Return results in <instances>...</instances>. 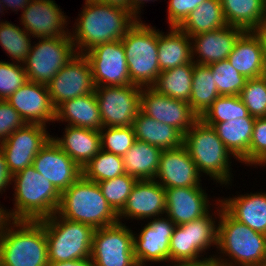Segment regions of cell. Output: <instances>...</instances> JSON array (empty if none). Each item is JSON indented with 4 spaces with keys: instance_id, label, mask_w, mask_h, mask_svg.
<instances>
[{
    "instance_id": "obj_8",
    "label": "cell",
    "mask_w": 266,
    "mask_h": 266,
    "mask_svg": "<svg viewBox=\"0 0 266 266\" xmlns=\"http://www.w3.org/2000/svg\"><path fill=\"white\" fill-rule=\"evenodd\" d=\"M217 248L240 266L266 262V235L258 233L234 219L220 204ZM221 213V214H220Z\"/></svg>"
},
{
    "instance_id": "obj_50",
    "label": "cell",
    "mask_w": 266,
    "mask_h": 266,
    "mask_svg": "<svg viewBox=\"0 0 266 266\" xmlns=\"http://www.w3.org/2000/svg\"><path fill=\"white\" fill-rule=\"evenodd\" d=\"M48 266H94V264L91 257H87L78 260L49 262Z\"/></svg>"
},
{
    "instance_id": "obj_11",
    "label": "cell",
    "mask_w": 266,
    "mask_h": 266,
    "mask_svg": "<svg viewBox=\"0 0 266 266\" xmlns=\"http://www.w3.org/2000/svg\"><path fill=\"white\" fill-rule=\"evenodd\" d=\"M141 91L135 84L95 87L103 127L132 126L140 112Z\"/></svg>"
},
{
    "instance_id": "obj_49",
    "label": "cell",
    "mask_w": 266,
    "mask_h": 266,
    "mask_svg": "<svg viewBox=\"0 0 266 266\" xmlns=\"http://www.w3.org/2000/svg\"><path fill=\"white\" fill-rule=\"evenodd\" d=\"M13 175L10 173L3 151L0 148V192L11 184ZM10 182V183H9Z\"/></svg>"
},
{
    "instance_id": "obj_16",
    "label": "cell",
    "mask_w": 266,
    "mask_h": 266,
    "mask_svg": "<svg viewBox=\"0 0 266 266\" xmlns=\"http://www.w3.org/2000/svg\"><path fill=\"white\" fill-rule=\"evenodd\" d=\"M32 166L60 193L82 176L81 167L52 138L35 156Z\"/></svg>"
},
{
    "instance_id": "obj_19",
    "label": "cell",
    "mask_w": 266,
    "mask_h": 266,
    "mask_svg": "<svg viewBox=\"0 0 266 266\" xmlns=\"http://www.w3.org/2000/svg\"><path fill=\"white\" fill-rule=\"evenodd\" d=\"M200 173L182 144L180 147L162 150L156 178L165 189L200 187Z\"/></svg>"
},
{
    "instance_id": "obj_39",
    "label": "cell",
    "mask_w": 266,
    "mask_h": 266,
    "mask_svg": "<svg viewBox=\"0 0 266 266\" xmlns=\"http://www.w3.org/2000/svg\"><path fill=\"white\" fill-rule=\"evenodd\" d=\"M137 181V178L124 173L115 178L97 182V184L108 204L118 214L125 206Z\"/></svg>"
},
{
    "instance_id": "obj_46",
    "label": "cell",
    "mask_w": 266,
    "mask_h": 266,
    "mask_svg": "<svg viewBox=\"0 0 266 266\" xmlns=\"http://www.w3.org/2000/svg\"><path fill=\"white\" fill-rule=\"evenodd\" d=\"M266 163V117H256L249 146V164Z\"/></svg>"
},
{
    "instance_id": "obj_5",
    "label": "cell",
    "mask_w": 266,
    "mask_h": 266,
    "mask_svg": "<svg viewBox=\"0 0 266 266\" xmlns=\"http://www.w3.org/2000/svg\"><path fill=\"white\" fill-rule=\"evenodd\" d=\"M183 145L194 161L198 172H204L222 184L230 181L229 155L222 140L211 125L198 119L183 135Z\"/></svg>"
},
{
    "instance_id": "obj_36",
    "label": "cell",
    "mask_w": 266,
    "mask_h": 266,
    "mask_svg": "<svg viewBox=\"0 0 266 266\" xmlns=\"http://www.w3.org/2000/svg\"><path fill=\"white\" fill-rule=\"evenodd\" d=\"M122 156L100 150L82 169V175L94 182H101L124 174Z\"/></svg>"
},
{
    "instance_id": "obj_40",
    "label": "cell",
    "mask_w": 266,
    "mask_h": 266,
    "mask_svg": "<svg viewBox=\"0 0 266 266\" xmlns=\"http://www.w3.org/2000/svg\"><path fill=\"white\" fill-rule=\"evenodd\" d=\"M208 66L212 71V76L220 96L240 94L247 79L235 70L227 59Z\"/></svg>"
},
{
    "instance_id": "obj_26",
    "label": "cell",
    "mask_w": 266,
    "mask_h": 266,
    "mask_svg": "<svg viewBox=\"0 0 266 266\" xmlns=\"http://www.w3.org/2000/svg\"><path fill=\"white\" fill-rule=\"evenodd\" d=\"M68 121L70 126L100 131L103 123L95 92L66 100L56 108V119Z\"/></svg>"
},
{
    "instance_id": "obj_51",
    "label": "cell",
    "mask_w": 266,
    "mask_h": 266,
    "mask_svg": "<svg viewBox=\"0 0 266 266\" xmlns=\"http://www.w3.org/2000/svg\"><path fill=\"white\" fill-rule=\"evenodd\" d=\"M9 219H11L12 221H15V219H14V217L10 211L6 212V210L0 208V236L4 235L7 232V230L9 229L8 225L11 222V220H9ZM6 225H7V227H6Z\"/></svg>"
},
{
    "instance_id": "obj_7",
    "label": "cell",
    "mask_w": 266,
    "mask_h": 266,
    "mask_svg": "<svg viewBox=\"0 0 266 266\" xmlns=\"http://www.w3.org/2000/svg\"><path fill=\"white\" fill-rule=\"evenodd\" d=\"M39 221L45 229L49 262L91 257L95 231L92 226L68 220L56 213Z\"/></svg>"
},
{
    "instance_id": "obj_4",
    "label": "cell",
    "mask_w": 266,
    "mask_h": 266,
    "mask_svg": "<svg viewBox=\"0 0 266 266\" xmlns=\"http://www.w3.org/2000/svg\"><path fill=\"white\" fill-rule=\"evenodd\" d=\"M0 236V266H48L45 229L40 221L15 220Z\"/></svg>"
},
{
    "instance_id": "obj_31",
    "label": "cell",
    "mask_w": 266,
    "mask_h": 266,
    "mask_svg": "<svg viewBox=\"0 0 266 266\" xmlns=\"http://www.w3.org/2000/svg\"><path fill=\"white\" fill-rule=\"evenodd\" d=\"M227 25L256 31L266 21V0H220Z\"/></svg>"
},
{
    "instance_id": "obj_58",
    "label": "cell",
    "mask_w": 266,
    "mask_h": 266,
    "mask_svg": "<svg viewBox=\"0 0 266 266\" xmlns=\"http://www.w3.org/2000/svg\"><path fill=\"white\" fill-rule=\"evenodd\" d=\"M254 266H266V262L262 264L254 265Z\"/></svg>"
},
{
    "instance_id": "obj_15",
    "label": "cell",
    "mask_w": 266,
    "mask_h": 266,
    "mask_svg": "<svg viewBox=\"0 0 266 266\" xmlns=\"http://www.w3.org/2000/svg\"><path fill=\"white\" fill-rule=\"evenodd\" d=\"M140 106L144 114L176 128L182 135L200 118L188 102L162 95L152 87L141 91Z\"/></svg>"
},
{
    "instance_id": "obj_47",
    "label": "cell",
    "mask_w": 266,
    "mask_h": 266,
    "mask_svg": "<svg viewBox=\"0 0 266 266\" xmlns=\"http://www.w3.org/2000/svg\"><path fill=\"white\" fill-rule=\"evenodd\" d=\"M26 124L22 116L6 100H0V143Z\"/></svg>"
},
{
    "instance_id": "obj_43",
    "label": "cell",
    "mask_w": 266,
    "mask_h": 266,
    "mask_svg": "<svg viewBox=\"0 0 266 266\" xmlns=\"http://www.w3.org/2000/svg\"><path fill=\"white\" fill-rule=\"evenodd\" d=\"M104 129H106L105 133L103 132ZM100 134L101 149L119 156L125 155L136 140L132 126L102 127Z\"/></svg>"
},
{
    "instance_id": "obj_42",
    "label": "cell",
    "mask_w": 266,
    "mask_h": 266,
    "mask_svg": "<svg viewBox=\"0 0 266 266\" xmlns=\"http://www.w3.org/2000/svg\"><path fill=\"white\" fill-rule=\"evenodd\" d=\"M181 226L190 227L191 244L199 253L212 244L217 246L218 227L209 213L191 222L181 224Z\"/></svg>"
},
{
    "instance_id": "obj_37",
    "label": "cell",
    "mask_w": 266,
    "mask_h": 266,
    "mask_svg": "<svg viewBox=\"0 0 266 266\" xmlns=\"http://www.w3.org/2000/svg\"><path fill=\"white\" fill-rule=\"evenodd\" d=\"M249 115L239 95L219 96L200 117L205 123H220Z\"/></svg>"
},
{
    "instance_id": "obj_41",
    "label": "cell",
    "mask_w": 266,
    "mask_h": 266,
    "mask_svg": "<svg viewBox=\"0 0 266 266\" xmlns=\"http://www.w3.org/2000/svg\"><path fill=\"white\" fill-rule=\"evenodd\" d=\"M253 117H266V75L247 79L239 94Z\"/></svg>"
},
{
    "instance_id": "obj_34",
    "label": "cell",
    "mask_w": 266,
    "mask_h": 266,
    "mask_svg": "<svg viewBox=\"0 0 266 266\" xmlns=\"http://www.w3.org/2000/svg\"><path fill=\"white\" fill-rule=\"evenodd\" d=\"M194 63L161 71L152 86L158 93L189 102L192 90Z\"/></svg>"
},
{
    "instance_id": "obj_23",
    "label": "cell",
    "mask_w": 266,
    "mask_h": 266,
    "mask_svg": "<svg viewBox=\"0 0 266 266\" xmlns=\"http://www.w3.org/2000/svg\"><path fill=\"white\" fill-rule=\"evenodd\" d=\"M166 213L175 225L198 219L208 211V199L201 187L168 188Z\"/></svg>"
},
{
    "instance_id": "obj_13",
    "label": "cell",
    "mask_w": 266,
    "mask_h": 266,
    "mask_svg": "<svg viewBox=\"0 0 266 266\" xmlns=\"http://www.w3.org/2000/svg\"><path fill=\"white\" fill-rule=\"evenodd\" d=\"M52 104L57 108L66 100L94 92L91 65L84 54H76L48 83Z\"/></svg>"
},
{
    "instance_id": "obj_24",
    "label": "cell",
    "mask_w": 266,
    "mask_h": 266,
    "mask_svg": "<svg viewBox=\"0 0 266 266\" xmlns=\"http://www.w3.org/2000/svg\"><path fill=\"white\" fill-rule=\"evenodd\" d=\"M227 60L246 79L266 75L263 44L255 31H245L239 37Z\"/></svg>"
},
{
    "instance_id": "obj_27",
    "label": "cell",
    "mask_w": 266,
    "mask_h": 266,
    "mask_svg": "<svg viewBox=\"0 0 266 266\" xmlns=\"http://www.w3.org/2000/svg\"><path fill=\"white\" fill-rule=\"evenodd\" d=\"M255 117L250 114L244 118L232 119L211 125L226 148L238 160L249 164V146L253 133Z\"/></svg>"
},
{
    "instance_id": "obj_14",
    "label": "cell",
    "mask_w": 266,
    "mask_h": 266,
    "mask_svg": "<svg viewBox=\"0 0 266 266\" xmlns=\"http://www.w3.org/2000/svg\"><path fill=\"white\" fill-rule=\"evenodd\" d=\"M45 125L26 124L13 132L0 148L12 175L32 166L35 156L51 139Z\"/></svg>"
},
{
    "instance_id": "obj_35",
    "label": "cell",
    "mask_w": 266,
    "mask_h": 266,
    "mask_svg": "<svg viewBox=\"0 0 266 266\" xmlns=\"http://www.w3.org/2000/svg\"><path fill=\"white\" fill-rule=\"evenodd\" d=\"M220 95L208 65L194 63L192 90L189 104L201 117Z\"/></svg>"
},
{
    "instance_id": "obj_29",
    "label": "cell",
    "mask_w": 266,
    "mask_h": 266,
    "mask_svg": "<svg viewBox=\"0 0 266 266\" xmlns=\"http://www.w3.org/2000/svg\"><path fill=\"white\" fill-rule=\"evenodd\" d=\"M167 35L158 34V63L160 71H166L188 63H194L190 36L179 27H170Z\"/></svg>"
},
{
    "instance_id": "obj_48",
    "label": "cell",
    "mask_w": 266,
    "mask_h": 266,
    "mask_svg": "<svg viewBox=\"0 0 266 266\" xmlns=\"http://www.w3.org/2000/svg\"><path fill=\"white\" fill-rule=\"evenodd\" d=\"M205 0H170L168 20L170 27H179L189 14Z\"/></svg>"
},
{
    "instance_id": "obj_1",
    "label": "cell",
    "mask_w": 266,
    "mask_h": 266,
    "mask_svg": "<svg viewBox=\"0 0 266 266\" xmlns=\"http://www.w3.org/2000/svg\"><path fill=\"white\" fill-rule=\"evenodd\" d=\"M137 19L124 8L86 0L75 28L76 34L70 36L74 47L79 48L78 54H85L100 44L121 40Z\"/></svg>"
},
{
    "instance_id": "obj_54",
    "label": "cell",
    "mask_w": 266,
    "mask_h": 266,
    "mask_svg": "<svg viewBox=\"0 0 266 266\" xmlns=\"http://www.w3.org/2000/svg\"><path fill=\"white\" fill-rule=\"evenodd\" d=\"M263 44L264 62L266 65V21L255 31Z\"/></svg>"
},
{
    "instance_id": "obj_12",
    "label": "cell",
    "mask_w": 266,
    "mask_h": 266,
    "mask_svg": "<svg viewBox=\"0 0 266 266\" xmlns=\"http://www.w3.org/2000/svg\"><path fill=\"white\" fill-rule=\"evenodd\" d=\"M84 55L91 65L95 87L131 84L121 40L100 44Z\"/></svg>"
},
{
    "instance_id": "obj_30",
    "label": "cell",
    "mask_w": 266,
    "mask_h": 266,
    "mask_svg": "<svg viewBox=\"0 0 266 266\" xmlns=\"http://www.w3.org/2000/svg\"><path fill=\"white\" fill-rule=\"evenodd\" d=\"M132 128L139 141L147 142L161 150L180 147L183 135L174 127L156 121L141 110L135 117Z\"/></svg>"
},
{
    "instance_id": "obj_2",
    "label": "cell",
    "mask_w": 266,
    "mask_h": 266,
    "mask_svg": "<svg viewBox=\"0 0 266 266\" xmlns=\"http://www.w3.org/2000/svg\"><path fill=\"white\" fill-rule=\"evenodd\" d=\"M56 214L90 225L94 229L120 222L118 214L102 195L97 182L90 181L83 175L61 193Z\"/></svg>"
},
{
    "instance_id": "obj_53",
    "label": "cell",
    "mask_w": 266,
    "mask_h": 266,
    "mask_svg": "<svg viewBox=\"0 0 266 266\" xmlns=\"http://www.w3.org/2000/svg\"><path fill=\"white\" fill-rule=\"evenodd\" d=\"M1 3H5L4 5L2 4V6L4 7L5 5L15 9L16 10L19 8H26V6L30 3L31 0H0Z\"/></svg>"
},
{
    "instance_id": "obj_32",
    "label": "cell",
    "mask_w": 266,
    "mask_h": 266,
    "mask_svg": "<svg viewBox=\"0 0 266 266\" xmlns=\"http://www.w3.org/2000/svg\"><path fill=\"white\" fill-rule=\"evenodd\" d=\"M161 152L158 147L136 139L122 156L125 173L138 180H155Z\"/></svg>"
},
{
    "instance_id": "obj_3",
    "label": "cell",
    "mask_w": 266,
    "mask_h": 266,
    "mask_svg": "<svg viewBox=\"0 0 266 266\" xmlns=\"http://www.w3.org/2000/svg\"><path fill=\"white\" fill-rule=\"evenodd\" d=\"M12 181L16 187L15 220L39 221L57 212L61 193L33 166L14 174Z\"/></svg>"
},
{
    "instance_id": "obj_33",
    "label": "cell",
    "mask_w": 266,
    "mask_h": 266,
    "mask_svg": "<svg viewBox=\"0 0 266 266\" xmlns=\"http://www.w3.org/2000/svg\"><path fill=\"white\" fill-rule=\"evenodd\" d=\"M220 0H205L193 10L179 28L190 37L226 26Z\"/></svg>"
},
{
    "instance_id": "obj_25",
    "label": "cell",
    "mask_w": 266,
    "mask_h": 266,
    "mask_svg": "<svg viewBox=\"0 0 266 266\" xmlns=\"http://www.w3.org/2000/svg\"><path fill=\"white\" fill-rule=\"evenodd\" d=\"M65 129L64 138L52 140L83 169L101 150L100 131L75 126Z\"/></svg>"
},
{
    "instance_id": "obj_57",
    "label": "cell",
    "mask_w": 266,
    "mask_h": 266,
    "mask_svg": "<svg viewBox=\"0 0 266 266\" xmlns=\"http://www.w3.org/2000/svg\"><path fill=\"white\" fill-rule=\"evenodd\" d=\"M215 260L217 261V263L214 266H235V265H232L233 264L232 262H230V263L224 262V259L222 260L220 258L219 259L218 258L217 259L215 258Z\"/></svg>"
},
{
    "instance_id": "obj_45",
    "label": "cell",
    "mask_w": 266,
    "mask_h": 266,
    "mask_svg": "<svg viewBox=\"0 0 266 266\" xmlns=\"http://www.w3.org/2000/svg\"><path fill=\"white\" fill-rule=\"evenodd\" d=\"M28 81L23 66L0 61V100H6Z\"/></svg>"
},
{
    "instance_id": "obj_17",
    "label": "cell",
    "mask_w": 266,
    "mask_h": 266,
    "mask_svg": "<svg viewBox=\"0 0 266 266\" xmlns=\"http://www.w3.org/2000/svg\"><path fill=\"white\" fill-rule=\"evenodd\" d=\"M6 101L27 124L46 125L45 122L56 119V108L52 104L47 85L28 81Z\"/></svg>"
},
{
    "instance_id": "obj_10",
    "label": "cell",
    "mask_w": 266,
    "mask_h": 266,
    "mask_svg": "<svg viewBox=\"0 0 266 266\" xmlns=\"http://www.w3.org/2000/svg\"><path fill=\"white\" fill-rule=\"evenodd\" d=\"M133 239L131 230L121 222L95 229L91 251L94 266H138Z\"/></svg>"
},
{
    "instance_id": "obj_21",
    "label": "cell",
    "mask_w": 266,
    "mask_h": 266,
    "mask_svg": "<svg viewBox=\"0 0 266 266\" xmlns=\"http://www.w3.org/2000/svg\"><path fill=\"white\" fill-rule=\"evenodd\" d=\"M163 213H166L165 188L156 180H138L118 218L125 216L138 220Z\"/></svg>"
},
{
    "instance_id": "obj_38",
    "label": "cell",
    "mask_w": 266,
    "mask_h": 266,
    "mask_svg": "<svg viewBox=\"0 0 266 266\" xmlns=\"http://www.w3.org/2000/svg\"><path fill=\"white\" fill-rule=\"evenodd\" d=\"M24 29L9 23L0 22V43L11 58L17 62H24L30 52L31 41Z\"/></svg>"
},
{
    "instance_id": "obj_44",
    "label": "cell",
    "mask_w": 266,
    "mask_h": 266,
    "mask_svg": "<svg viewBox=\"0 0 266 266\" xmlns=\"http://www.w3.org/2000/svg\"><path fill=\"white\" fill-rule=\"evenodd\" d=\"M199 254L191 244L190 227L176 225L170 238L169 260L172 262L199 261Z\"/></svg>"
},
{
    "instance_id": "obj_20",
    "label": "cell",
    "mask_w": 266,
    "mask_h": 266,
    "mask_svg": "<svg viewBox=\"0 0 266 266\" xmlns=\"http://www.w3.org/2000/svg\"><path fill=\"white\" fill-rule=\"evenodd\" d=\"M59 9L52 0H31L22 12L24 30L40 39L70 35L63 29L67 21Z\"/></svg>"
},
{
    "instance_id": "obj_18",
    "label": "cell",
    "mask_w": 266,
    "mask_h": 266,
    "mask_svg": "<svg viewBox=\"0 0 266 266\" xmlns=\"http://www.w3.org/2000/svg\"><path fill=\"white\" fill-rule=\"evenodd\" d=\"M174 222L168 217L154 218L142 229L139 239L134 236V256L138 266L144 262H161L169 260L170 238L175 228Z\"/></svg>"
},
{
    "instance_id": "obj_22",
    "label": "cell",
    "mask_w": 266,
    "mask_h": 266,
    "mask_svg": "<svg viewBox=\"0 0 266 266\" xmlns=\"http://www.w3.org/2000/svg\"><path fill=\"white\" fill-rule=\"evenodd\" d=\"M245 31L241 28L226 25L223 28L196 34L192 37V56L199 54L200 59L194 61L200 65H210L228 58L236 41ZM195 51V52H194Z\"/></svg>"
},
{
    "instance_id": "obj_6",
    "label": "cell",
    "mask_w": 266,
    "mask_h": 266,
    "mask_svg": "<svg viewBox=\"0 0 266 266\" xmlns=\"http://www.w3.org/2000/svg\"><path fill=\"white\" fill-rule=\"evenodd\" d=\"M159 31L136 23L121 39L127 59L131 84L152 87L161 73L158 63Z\"/></svg>"
},
{
    "instance_id": "obj_56",
    "label": "cell",
    "mask_w": 266,
    "mask_h": 266,
    "mask_svg": "<svg viewBox=\"0 0 266 266\" xmlns=\"http://www.w3.org/2000/svg\"><path fill=\"white\" fill-rule=\"evenodd\" d=\"M143 1H148V0H129V11L137 18L138 10L141 6V3ZM150 1V0H149ZM152 1V0H151Z\"/></svg>"
},
{
    "instance_id": "obj_55",
    "label": "cell",
    "mask_w": 266,
    "mask_h": 266,
    "mask_svg": "<svg viewBox=\"0 0 266 266\" xmlns=\"http://www.w3.org/2000/svg\"><path fill=\"white\" fill-rule=\"evenodd\" d=\"M98 1L106 3L108 5H113L129 10V0H98Z\"/></svg>"
},
{
    "instance_id": "obj_28",
    "label": "cell",
    "mask_w": 266,
    "mask_h": 266,
    "mask_svg": "<svg viewBox=\"0 0 266 266\" xmlns=\"http://www.w3.org/2000/svg\"><path fill=\"white\" fill-rule=\"evenodd\" d=\"M223 208L237 221L266 235V194L256 193L221 200Z\"/></svg>"
},
{
    "instance_id": "obj_9",
    "label": "cell",
    "mask_w": 266,
    "mask_h": 266,
    "mask_svg": "<svg viewBox=\"0 0 266 266\" xmlns=\"http://www.w3.org/2000/svg\"><path fill=\"white\" fill-rule=\"evenodd\" d=\"M75 52V53H74ZM77 54L70 35L41 38L30 48L23 62L28 80L48 85L55 75Z\"/></svg>"
},
{
    "instance_id": "obj_52",
    "label": "cell",
    "mask_w": 266,
    "mask_h": 266,
    "mask_svg": "<svg viewBox=\"0 0 266 266\" xmlns=\"http://www.w3.org/2000/svg\"><path fill=\"white\" fill-rule=\"evenodd\" d=\"M174 266H214L217 261L215 258H205L204 260L199 261H187V262H176ZM179 264V265H178Z\"/></svg>"
}]
</instances>
